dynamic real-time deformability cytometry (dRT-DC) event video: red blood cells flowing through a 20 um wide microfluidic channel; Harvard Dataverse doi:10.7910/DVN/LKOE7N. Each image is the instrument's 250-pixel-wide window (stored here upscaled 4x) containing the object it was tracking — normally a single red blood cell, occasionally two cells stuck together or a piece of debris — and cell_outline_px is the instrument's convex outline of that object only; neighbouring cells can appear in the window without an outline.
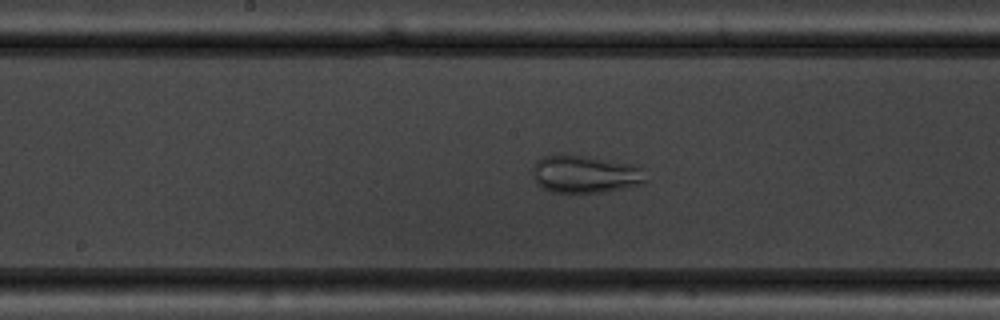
{"species": "common noctule bat (a hibernating species)", "species_latin": "Nyctalus noctula", "temperature_condition": "warm", "stored_images_in_passage": 42, "camera_frame_rate_fps": 3000, "um_per_image_px": 0.085, "animal": {"sex": "male", "body_mass_g": 19.5, "forearm_length_mm": 54.6}, "frame": {"image": 1, "passage_image": 17, "time_ms": 5.333, "image_size_px": [1000, 320], "cell_outline_px": [[644, 184], [604, 192], [552, 192], [536, 184], [532, 176], [532, 168], [536, 160], [540, 156], [552, 152], [568, 152], [632, 164], [640, 168], [644, 180]], "centroid_in_image_um": [49.61, 14.75], "position_along_channel_um": 198.6, "area_um2": 25.49}}
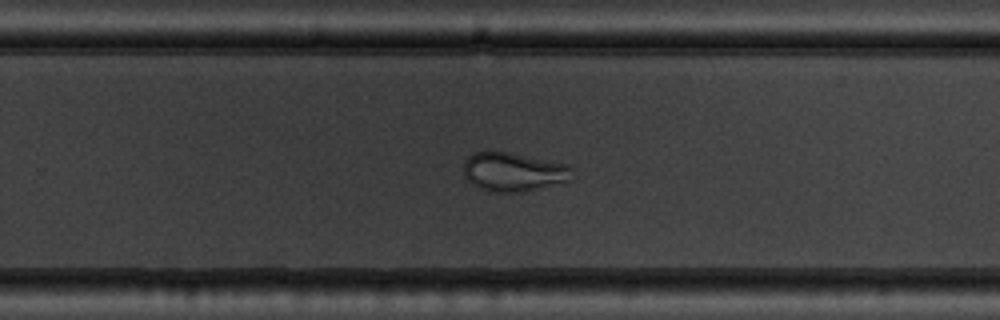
{"frame": {"image": 2, "passage_image": 24, "time_ms": 7.667, "image_size_px": [1000, 320], "cell_outline_px": [[572, 180], [524, 192], [492, 192], [480, 188], [472, 184], [464, 176], [464, 160], [472, 152], [488, 148], [568, 164], [572, 168]], "centroid_in_image_um": [43.61, 14.58], "position_along_channel_um": 286.2, "area_um2": 25.2}}
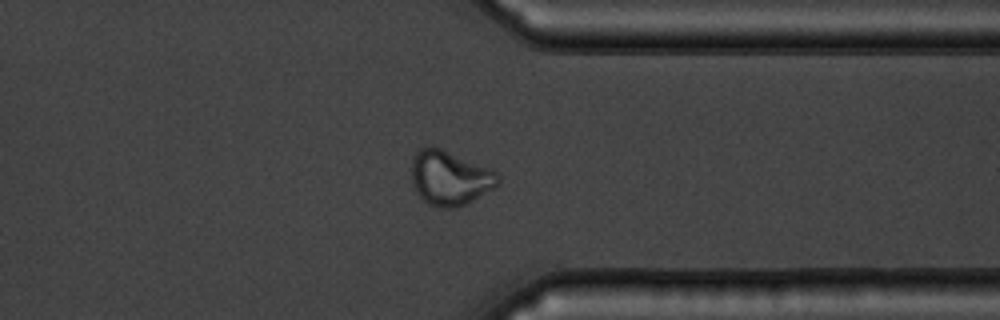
{"frame": {"image": 3, "passage_image": 31, "time_ms": 10.0, "image_size_px": [1000, 320], "cell_outline_px": [[500, 184], [496, 188], [456, 208], [444, 208], [428, 204], [416, 192], [412, 184], [412, 156], [416, 148], [440, 148], [492, 168], [500, 176]], "centroid_in_image_um": [38.25, 15.12], "position_along_channel_um": 373.1, "area_um2": 27.69}, "authors_computed_cell_mechanics": {"area_um2": 27.5128, "velocity_mm_per_s": 3.7827, "shape_relaxation_time_tau1_ms": null, "shape_relaxation_time_tau2_ms": 1.1724, "deformation_change_tau1": null, "deformation_change_tau2": 0.0481}}